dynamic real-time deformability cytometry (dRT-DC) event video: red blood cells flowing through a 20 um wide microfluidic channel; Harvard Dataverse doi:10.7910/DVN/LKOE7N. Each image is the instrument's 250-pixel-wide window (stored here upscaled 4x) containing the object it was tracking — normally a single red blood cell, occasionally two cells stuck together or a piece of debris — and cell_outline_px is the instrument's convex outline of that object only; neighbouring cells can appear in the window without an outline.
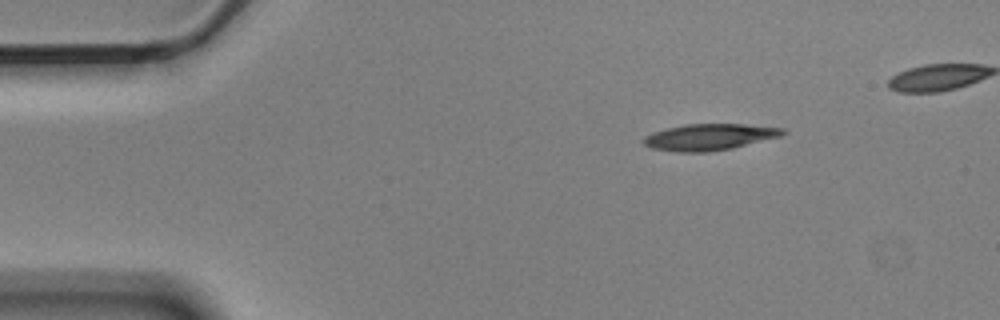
{"species": "Egyptian fruit bat (a non-hibernating species)", "species_latin": "Rousettus aegyptiacus", "temperature_condition": "cold", "stored_images_in_passage": 8, "camera_frame_rate_fps": 3000, "um_per_image_px": 0.085, "animal": {"sex": "male"}, "frame": {"image": 1, "passage_image": 1, "time_ms": 0.0, "image_size_px": [1000, 320], "cell_outline_px": [[788, 132], [780, 136], [732, 148], [708, 152], [676, 152], [652, 148], [644, 144], [640, 140], [644, 136], [652, 132], [684, 124], [744, 124], [784, 128]], "centroid_in_image_um": [60.27, 11.64], "position_along_channel_um": 24.7, "area_um2": 21.44}}